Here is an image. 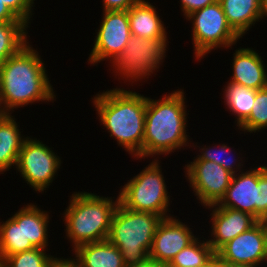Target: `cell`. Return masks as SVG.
I'll list each match as a JSON object with an SVG mask.
<instances>
[{"mask_svg":"<svg viewBox=\"0 0 267 267\" xmlns=\"http://www.w3.org/2000/svg\"><path fill=\"white\" fill-rule=\"evenodd\" d=\"M127 89L103 90L93 95L91 103L110 138L136 159L143 149L147 96Z\"/></svg>","mask_w":267,"mask_h":267,"instance_id":"3957f363","label":"cell"},{"mask_svg":"<svg viewBox=\"0 0 267 267\" xmlns=\"http://www.w3.org/2000/svg\"><path fill=\"white\" fill-rule=\"evenodd\" d=\"M185 223L177 216L164 218L157 226L149 258L166 267L177 253L191 244L198 236Z\"/></svg>","mask_w":267,"mask_h":267,"instance_id":"4fadbf2b","label":"cell"},{"mask_svg":"<svg viewBox=\"0 0 267 267\" xmlns=\"http://www.w3.org/2000/svg\"><path fill=\"white\" fill-rule=\"evenodd\" d=\"M139 0H102L103 11H128Z\"/></svg>","mask_w":267,"mask_h":267,"instance_id":"1f68e13d","label":"cell"},{"mask_svg":"<svg viewBox=\"0 0 267 267\" xmlns=\"http://www.w3.org/2000/svg\"><path fill=\"white\" fill-rule=\"evenodd\" d=\"M228 24L241 37L261 21V0H218ZM260 20V21H259Z\"/></svg>","mask_w":267,"mask_h":267,"instance_id":"44dd1931","label":"cell"},{"mask_svg":"<svg viewBox=\"0 0 267 267\" xmlns=\"http://www.w3.org/2000/svg\"><path fill=\"white\" fill-rule=\"evenodd\" d=\"M195 144L192 142L191 148L193 149V147H194V149H196V151H197V149L199 150L200 153L199 152L196 153V154H198L197 157L199 159L215 162L216 164L222 166L225 170L229 171L233 175H235L239 172H242L244 170H247V169H242L243 166L245 165L244 164L245 161L243 158L244 156H242L243 154H241L239 151V154L236 156L235 154L237 152L235 151L234 146L231 147V146H228V144H225V143L222 144L220 142H219V145L218 144L215 145V143H214V146L213 145L212 146L211 145L206 146L204 144L202 146L201 145L198 146L197 145V144H199L198 142H196ZM233 152H234V154H233Z\"/></svg>","mask_w":267,"mask_h":267,"instance_id":"603a6c76","label":"cell"},{"mask_svg":"<svg viewBox=\"0 0 267 267\" xmlns=\"http://www.w3.org/2000/svg\"><path fill=\"white\" fill-rule=\"evenodd\" d=\"M249 168L232 176L230 186L217 205L247 212L259 221V165Z\"/></svg>","mask_w":267,"mask_h":267,"instance_id":"9a60e30c","label":"cell"},{"mask_svg":"<svg viewBox=\"0 0 267 267\" xmlns=\"http://www.w3.org/2000/svg\"><path fill=\"white\" fill-rule=\"evenodd\" d=\"M68 204L61 218L65 221V236L72 243L71 251L86 243L108 239L112 218L119 204L118 195L116 198L104 197L83 190L72 193Z\"/></svg>","mask_w":267,"mask_h":267,"instance_id":"277c9868","label":"cell"},{"mask_svg":"<svg viewBox=\"0 0 267 267\" xmlns=\"http://www.w3.org/2000/svg\"><path fill=\"white\" fill-rule=\"evenodd\" d=\"M159 162V159L152 158V162L121 186L118 196L123 207L134 211L152 212L163 219L174 216L169 208L172 196L168 192Z\"/></svg>","mask_w":267,"mask_h":267,"instance_id":"8992f818","label":"cell"},{"mask_svg":"<svg viewBox=\"0 0 267 267\" xmlns=\"http://www.w3.org/2000/svg\"><path fill=\"white\" fill-rule=\"evenodd\" d=\"M6 111L3 109V106H0V120L6 115Z\"/></svg>","mask_w":267,"mask_h":267,"instance_id":"f35d334b","label":"cell"},{"mask_svg":"<svg viewBox=\"0 0 267 267\" xmlns=\"http://www.w3.org/2000/svg\"><path fill=\"white\" fill-rule=\"evenodd\" d=\"M168 40V38L145 39L131 35L123 52L108 62L112 64L110 72L112 70L115 78L118 76V80L122 79L124 84L129 82L128 88L133 83L138 85L137 82H146L153 74L155 77L163 65L167 57L165 54L168 51Z\"/></svg>","mask_w":267,"mask_h":267,"instance_id":"52a82bcc","label":"cell"},{"mask_svg":"<svg viewBox=\"0 0 267 267\" xmlns=\"http://www.w3.org/2000/svg\"><path fill=\"white\" fill-rule=\"evenodd\" d=\"M219 267H260V266L234 265V264L219 262ZM261 267H263V266H261ZM265 267H267V266H265Z\"/></svg>","mask_w":267,"mask_h":267,"instance_id":"74e56055","label":"cell"},{"mask_svg":"<svg viewBox=\"0 0 267 267\" xmlns=\"http://www.w3.org/2000/svg\"><path fill=\"white\" fill-rule=\"evenodd\" d=\"M219 262L261 266L267 264V225L258 221L249 230L242 232L226 243L217 253ZM266 263V264H265Z\"/></svg>","mask_w":267,"mask_h":267,"instance_id":"7c38bea8","label":"cell"},{"mask_svg":"<svg viewBox=\"0 0 267 267\" xmlns=\"http://www.w3.org/2000/svg\"><path fill=\"white\" fill-rule=\"evenodd\" d=\"M223 86V97L225 109L235 115L236 129L249 117L255 102V90L234 83Z\"/></svg>","mask_w":267,"mask_h":267,"instance_id":"7402d4cb","label":"cell"},{"mask_svg":"<svg viewBox=\"0 0 267 267\" xmlns=\"http://www.w3.org/2000/svg\"><path fill=\"white\" fill-rule=\"evenodd\" d=\"M6 114L0 120V174L15 168L19 152L28 138L21 134L15 115Z\"/></svg>","mask_w":267,"mask_h":267,"instance_id":"d6986e66","label":"cell"},{"mask_svg":"<svg viewBox=\"0 0 267 267\" xmlns=\"http://www.w3.org/2000/svg\"><path fill=\"white\" fill-rule=\"evenodd\" d=\"M131 267H163V266L157 263L155 260L148 257L142 263H138L137 265Z\"/></svg>","mask_w":267,"mask_h":267,"instance_id":"e575fe53","label":"cell"},{"mask_svg":"<svg viewBox=\"0 0 267 267\" xmlns=\"http://www.w3.org/2000/svg\"><path fill=\"white\" fill-rule=\"evenodd\" d=\"M72 254L81 267H126L121 251L108 239L80 245Z\"/></svg>","mask_w":267,"mask_h":267,"instance_id":"ffe728a7","label":"cell"},{"mask_svg":"<svg viewBox=\"0 0 267 267\" xmlns=\"http://www.w3.org/2000/svg\"><path fill=\"white\" fill-rule=\"evenodd\" d=\"M62 162L51 147L28 136L19 152L15 169L36 193H44L57 177Z\"/></svg>","mask_w":267,"mask_h":267,"instance_id":"9c48e42d","label":"cell"},{"mask_svg":"<svg viewBox=\"0 0 267 267\" xmlns=\"http://www.w3.org/2000/svg\"><path fill=\"white\" fill-rule=\"evenodd\" d=\"M215 255L216 253L209 245L208 240L198 235L191 244L177 253L166 267H201L206 265Z\"/></svg>","mask_w":267,"mask_h":267,"instance_id":"484cf974","label":"cell"},{"mask_svg":"<svg viewBox=\"0 0 267 267\" xmlns=\"http://www.w3.org/2000/svg\"><path fill=\"white\" fill-rule=\"evenodd\" d=\"M150 0H139L128 10L131 35L145 39L168 38L166 25Z\"/></svg>","mask_w":267,"mask_h":267,"instance_id":"e0dca14e","label":"cell"},{"mask_svg":"<svg viewBox=\"0 0 267 267\" xmlns=\"http://www.w3.org/2000/svg\"><path fill=\"white\" fill-rule=\"evenodd\" d=\"M201 267H219V259L215 255L206 265Z\"/></svg>","mask_w":267,"mask_h":267,"instance_id":"8d00e7d4","label":"cell"},{"mask_svg":"<svg viewBox=\"0 0 267 267\" xmlns=\"http://www.w3.org/2000/svg\"><path fill=\"white\" fill-rule=\"evenodd\" d=\"M184 95V89L180 88L157 100L147 97L143 149L136 160L158 159L160 155L191 147L192 141L186 132L189 113Z\"/></svg>","mask_w":267,"mask_h":267,"instance_id":"7a4b0ae2","label":"cell"},{"mask_svg":"<svg viewBox=\"0 0 267 267\" xmlns=\"http://www.w3.org/2000/svg\"><path fill=\"white\" fill-rule=\"evenodd\" d=\"M259 221L267 219V164L259 165Z\"/></svg>","mask_w":267,"mask_h":267,"instance_id":"f546056e","label":"cell"},{"mask_svg":"<svg viewBox=\"0 0 267 267\" xmlns=\"http://www.w3.org/2000/svg\"><path fill=\"white\" fill-rule=\"evenodd\" d=\"M254 48L239 47L233 54L232 75L226 83H234L250 89L267 87V66Z\"/></svg>","mask_w":267,"mask_h":267,"instance_id":"2e32d148","label":"cell"},{"mask_svg":"<svg viewBox=\"0 0 267 267\" xmlns=\"http://www.w3.org/2000/svg\"><path fill=\"white\" fill-rule=\"evenodd\" d=\"M210 209V239L209 245L217 253L226 243L236 236L249 230L258 220L251 214L234 210L228 207H221L217 204L208 206ZM212 209V210H211Z\"/></svg>","mask_w":267,"mask_h":267,"instance_id":"5bb4252c","label":"cell"},{"mask_svg":"<svg viewBox=\"0 0 267 267\" xmlns=\"http://www.w3.org/2000/svg\"><path fill=\"white\" fill-rule=\"evenodd\" d=\"M49 213L34 203L23 206L24 251L34 248L49 249Z\"/></svg>","mask_w":267,"mask_h":267,"instance_id":"ac0fdd59","label":"cell"},{"mask_svg":"<svg viewBox=\"0 0 267 267\" xmlns=\"http://www.w3.org/2000/svg\"><path fill=\"white\" fill-rule=\"evenodd\" d=\"M28 28L24 22L0 23V65L30 42Z\"/></svg>","mask_w":267,"mask_h":267,"instance_id":"d4e9b609","label":"cell"},{"mask_svg":"<svg viewBox=\"0 0 267 267\" xmlns=\"http://www.w3.org/2000/svg\"><path fill=\"white\" fill-rule=\"evenodd\" d=\"M267 17V0H261L260 18L261 20Z\"/></svg>","mask_w":267,"mask_h":267,"instance_id":"d590c367","label":"cell"},{"mask_svg":"<svg viewBox=\"0 0 267 267\" xmlns=\"http://www.w3.org/2000/svg\"><path fill=\"white\" fill-rule=\"evenodd\" d=\"M102 20L94 36V45L88 57V64L96 65L102 61L111 62L123 52L131 37L128 11H102ZM98 31V32H97Z\"/></svg>","mask_w":267,"mask_h":267,"instance_id":"8fae6325","label":"cell"},{"mask_svg":"<svg viewBox=\"0 0 267 267\" xmlns=\"http://www.w3.org/2000/svg\"><path fill=\"white\" fill-rule=\"evenodd\" d=\"M267 129V87L255 90V102L249 117L238 127L244 134Z\"/></svg>","mask_w":267,"mask_h":267,"instance_id":"4316f807","label":"cell"},{"mask_svg":"<svg viewBox=\"0 0 267 267\" xmlns=\"http://www.w3.org/2000/svg\"><path fill=\"white\" fill-rule=\"evenodd\" d=\"M31 43L0 65V102L7 114L33 103L56 101L46 64Z\"/></svg>","mask_w":267,"mask_h":267,"instance_id":"6da1fadb","label":"cell"},{"mask_svg":"<svg viewBox=\"0 0 267 267\" xmlns=\"http://www.w3.org/2000/svg\"><path fill=\"white\" fill-rule=\"evenodd\" d=\"M56 256L57 254L55 256L53 255V257L49 260L47 267H81L74 255H71L70 258Z\"/></svg>","mask_w":267,"mask_h":267,"instance_id":"d6a6232c","label":"cell"},{"mask_svg":"<svg viewBox=\"0 0 267 267\" xmlns=\"http://www.w3.org/2000/svg\"><path fill=\"white\" fill-rule=\"evenodd\" d=\"M184 19L192 23V45L195 61H201L211 51L232 49L241 37L228 24L221 3L198 9L187 15Z\"/></svg>","mask_w":267,"mask_h":267,"instance_id":"ba28073f","label":"cell"},{"mask_svg":"<svg viewBox=\"0 0 267 267\" xmlns=\"http://www.w3.org/2000/svg\"><path fill=\"white\" fill-rule=\"evenodd\" d=\"M50 249L34 248L6 257L2 264L5 267H47L53 255L47 253ZM47 251V252H46Z\"/></svg>","mask_w":267,"mask_h":267,"instance_id":"83f0119b","label":"cell"},{"mask_svg":"<svg viewBox=\"0 0 267 267\" xmlns=\"http://www.w3.org/2000/svg\"><path fill=\"white\" fill-rule=\"evenodd\" d=\"M183 169L197 203L205 208L221 201L233 176L215 162L201 160L197 156L187 162Z\"/></svg>","mask_w":267,"mask_h":267,"instance_id":"30bf717a","label":"cell"},{"mask_svg":"<svg viewBox=\"0 0 267 267\" xmlns=\"http://www.w3.org/2000/svg\"><path fill=\"white\" fill-rule=\"evenodd\" d=\"M9 9L28 26L33 19L35 2L37 0H1ZM33 15V16H32Z\"/></svg>","mask_w":267,"mask_h":267,"instance_id":"f1b7e54d","label":"cell"},{"mask_svg":"<svg viewBox=\"0 0 267 267\" xmlns=\"http://www.w3.org/2000/svg\"><path fill=\"white\" fill-rule=\"evenodd\" d=\"M218 0H180L179 4L183 17L192 13L195 10L204 8L208 5L216 3Z\"/></svg>","mask_w":267,"mask_h":267,"instance_id":"4dcf8cb0","label":"cell"},{"mask_svg":"<svg viewBox=\"0 0 267 267\" xmlns=\"http://www.w3.org/2000/svg\"><path fill=\"white\" fill-rule=\"evenodd\" d=\"M160 215L134 211L118 204L111 222L108 240L122 254L126 267L142 263L149 257Z\"/></svg>","mask_w":267,"mask_h":267,"instance_id":"5b68a950","label":"cell"},{"mask_svg":"<svg viewBox=\"0 0 267 267\" xmlns=\"http://www.w3.org/2000/svg\"><path fill=\"white\" fill-rule=\"evenodd\" d=\"M23 22L0 0V23Z\"/></svg>","mask_w":267,"mask_h":267,"instance_id":"836d02e7","label":"cell"},{"mask_svg":"<svg viewBox=\"0 0 267 267\" xmlns=\"http://www.w3.org/2000/svg\"><path fill=\"white\" fill-rule=\"evenodd\" d=\"M19 252H24L23 207L6 221L0 222L1 260Z\"/></svg>","mask_w":267,"mask_h":267,"instance_id":"cb8c5ba5","label":"cell"}]
</instances>
